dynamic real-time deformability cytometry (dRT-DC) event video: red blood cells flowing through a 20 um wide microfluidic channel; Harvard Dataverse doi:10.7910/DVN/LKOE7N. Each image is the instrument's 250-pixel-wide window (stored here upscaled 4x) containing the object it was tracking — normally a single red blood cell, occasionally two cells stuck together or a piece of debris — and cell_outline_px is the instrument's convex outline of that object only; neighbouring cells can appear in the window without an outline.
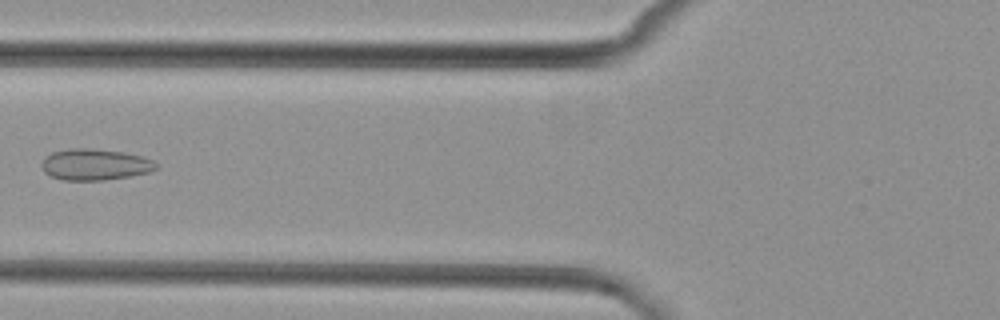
{"species": "common noctule bat (a hibernating species)", "species_latin": "Nyctalus noctula", "temperature_condition": "cold", "stored_images_in_passage": 7, "camera_frame_rate_fps": 3000, "um_per_image_px": 0.085, "animal": {"sex": "female", "body_mass_g": 29.2, "forearm_length_mm": 56.3}, "frame": {"image": 1, "passage_image": 6, "time_ms": 7.0, "image_size_px": [1000, 320], "cell_outline_px": [[156, 168], [148, 172], [128, 176], [104, 180], [60, 180], [44, 172], [40, 164], [44, 156], [52, 152], [72, 148], [88, 148], [124, 152], [140, 156], [152, 160], [156, 164]], "centroid_in_image_um": [8.0, 13.98], "position_along_channel_um": 117.8, "area_um2": 20.75}}
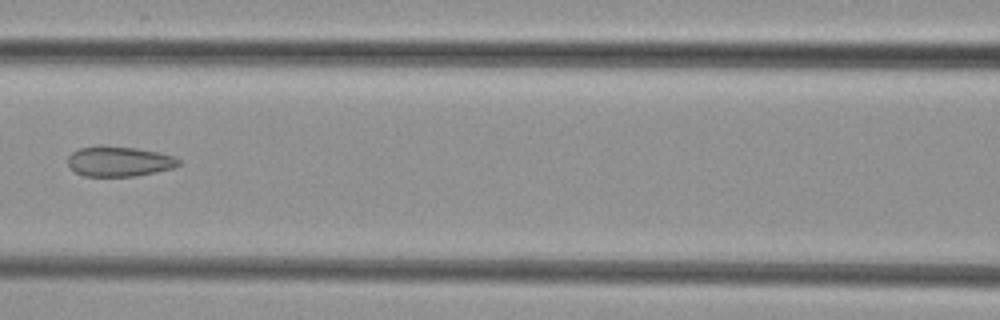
{"frame": {"image": 2, "passage_image": 7, "time_ms": 8.0, "image_size_px": [1000, 320], "cell_outline_px": [[180, 164], [176, 168], [136, 176], [84, 176], [76, 172], [68, 164], [68, 156], [72, 152], [80, 148], [100, 144], [136, 148], [160, 152], [172, 156], [180, 160]], "centroid_in_image_um": [10.14, 13.7], "position_along_channel_um": 156.5, "area_um2": 19.71}}